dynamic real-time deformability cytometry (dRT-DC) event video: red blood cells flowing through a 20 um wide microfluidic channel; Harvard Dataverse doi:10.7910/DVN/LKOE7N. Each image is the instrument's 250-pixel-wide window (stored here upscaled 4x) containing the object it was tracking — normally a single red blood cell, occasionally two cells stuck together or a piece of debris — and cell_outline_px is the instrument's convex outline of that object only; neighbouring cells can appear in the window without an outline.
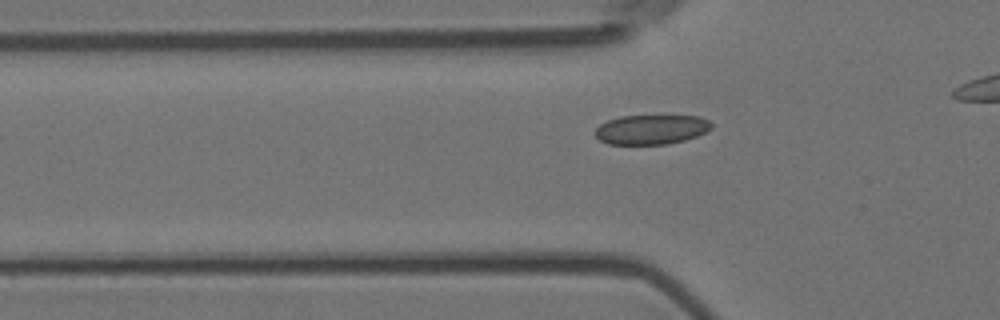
{"species": "Egyptian fruit bat (a non-hibernating species)", "species_latin": "Rousettus aegyptiacus", "temperature_condition": "room temperature", "stored_images_in_passage": 32, "camera_frame_rate_fps": 3000, "um_per_image_px": 0.085, "animal": {"sex": "female"}, "frame": {"image": 1, "passage_image": 5, "time_ms": 1.333, "image_size_px": [1000, 320], "cell_outline_px": [[712, 128], [696, 136], [684, 140], [668, 144], [608, 144], [600, 140], [592, 132], [600, 124], [608, 120], [620, 116], [700, 116], [708, 120], [712, 124]], "centroid_in_image_um": [55.33, 11.01], "position_along_channel_um": 70.5, "area_um2": 20.06}}
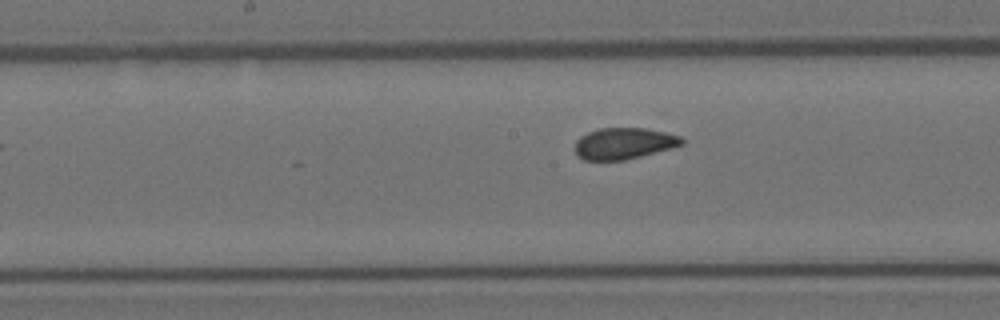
{"frame": {"image": 2, "passage_image": 15, "time_ms": 4.667, "image_size_px": [1000, 320], "cell_outline_px": [[684, 144], [672, 148], [624, 160], [584, 160], [576, 152], [576, 140], [580, 136], [588, 132], [600, 128], [648, 128], [680, 136], [684, 140]], "centroid_in_image_um": [53.05, 12.18], "position_along_channel_um": 195.2, "area_um2": 19.42}}
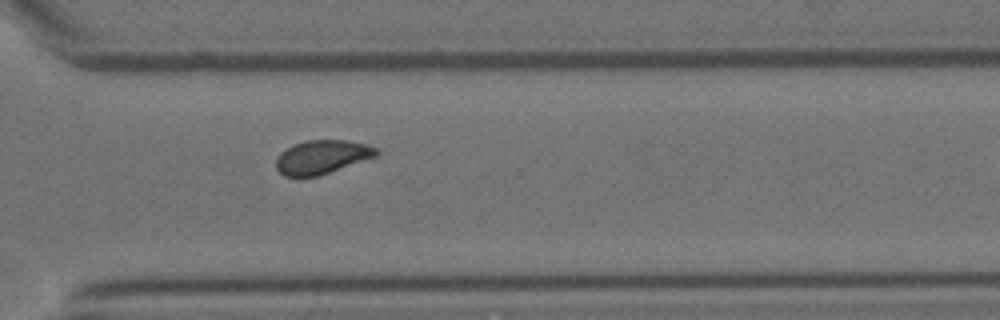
{"frame": {"image": 3, "passage_image": 27, "time_ms": 8.667, "image_size_px": [1000, 320], "cell_outline_px": [[380, 152], [376, 156], [320, 176], [284, 176], [276, 168], [276, 160], [280, 152], [304, 140], [348, 140], [364, 144], [376, 148]], "centroid_in_image_um": [27.37, 13.35], "position_along_channel_um": 343.2, "area_um2": 19.59}}